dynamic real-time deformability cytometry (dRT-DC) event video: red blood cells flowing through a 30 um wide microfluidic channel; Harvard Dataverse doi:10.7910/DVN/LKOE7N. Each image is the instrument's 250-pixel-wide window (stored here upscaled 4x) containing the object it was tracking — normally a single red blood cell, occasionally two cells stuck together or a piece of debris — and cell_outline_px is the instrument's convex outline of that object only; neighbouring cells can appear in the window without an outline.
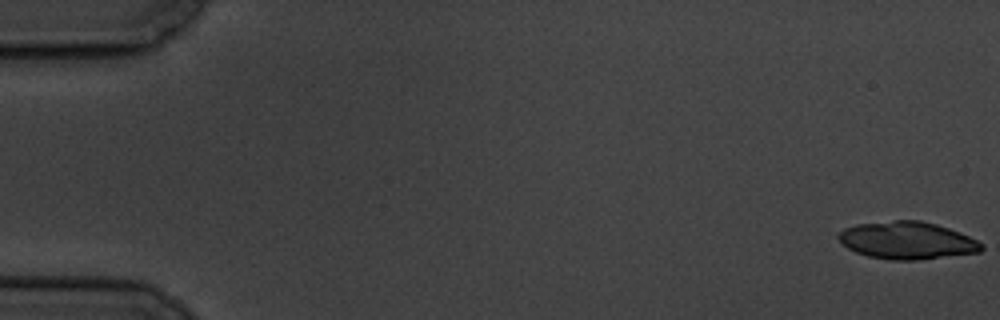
{"species": "common noctule bat (a hibernating species)", "species_latin": "Nyctalus noctula", "temperature_condition": "cold", "stored_images_in_passage": 6, "camera_frame_rate_fps": 3000, "um_per_image_px": 0.085, "animal": {"sex": "male", "body_mass_g": 19.5, "forearm_length_mm": 54.6}, "frame": {"image": 1, "passage_image": 1, "time_ms": 0.0, "image_size_px": [1000, 320], "cell_outline_px": [[984, 248], [980, 252], [920, 260], [888, 260], [868, 256], [856, 252], [848, 248], [836, 236], [844, 228], [856, 224], [892, 220], [920, 220], [936, 224], [960, 232], [984, 244]], "centroid_in_image_um": [77.11, 20.44], "position_along_channel_um": 7.9, "area_um2": 31.33}}